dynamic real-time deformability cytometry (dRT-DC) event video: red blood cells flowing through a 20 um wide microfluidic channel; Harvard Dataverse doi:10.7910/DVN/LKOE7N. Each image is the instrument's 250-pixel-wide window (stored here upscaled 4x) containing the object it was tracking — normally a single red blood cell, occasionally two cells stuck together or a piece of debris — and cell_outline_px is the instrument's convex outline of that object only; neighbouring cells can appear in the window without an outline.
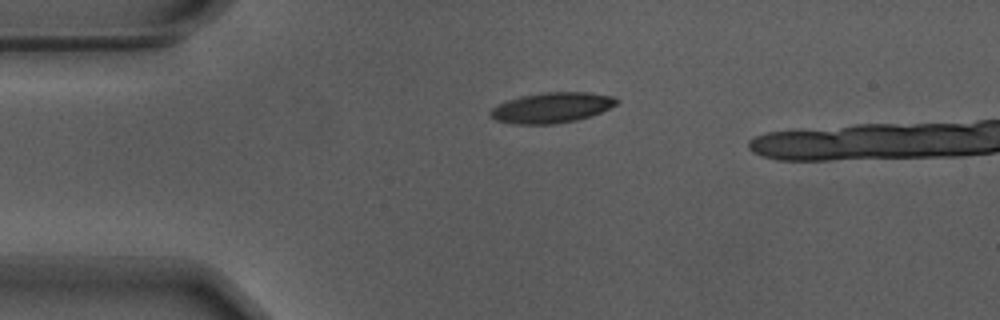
{"species": "Egyptian fruit bat (a non-hibernating species)", "species_latin": "Rousettus aegyptiacus", "temperature_condition": "warm", "stored_images_in_passage": 5, "camera_frame_rate_fps": 3000, "um_per_image_px": 0.085, "animal": {"sex": "male"}, "frame": {"image": 1, "passage_image": 1, "time_ms": 0.0, "image_size_px": [1000, 320], "cell_outline_px": [[620, 100], [616, 104], [600, 112], [576, 120], [556, 124], [516, 124], [496, 120], [488, 112], [492, 108], [508, 100], [520, 96], [544, 92], [588, 92], [612, 96]], "centroid_in_image_um": [46.89, 9.14], "position_along_channel_um": 38.1, "area_um2": 22.14}}